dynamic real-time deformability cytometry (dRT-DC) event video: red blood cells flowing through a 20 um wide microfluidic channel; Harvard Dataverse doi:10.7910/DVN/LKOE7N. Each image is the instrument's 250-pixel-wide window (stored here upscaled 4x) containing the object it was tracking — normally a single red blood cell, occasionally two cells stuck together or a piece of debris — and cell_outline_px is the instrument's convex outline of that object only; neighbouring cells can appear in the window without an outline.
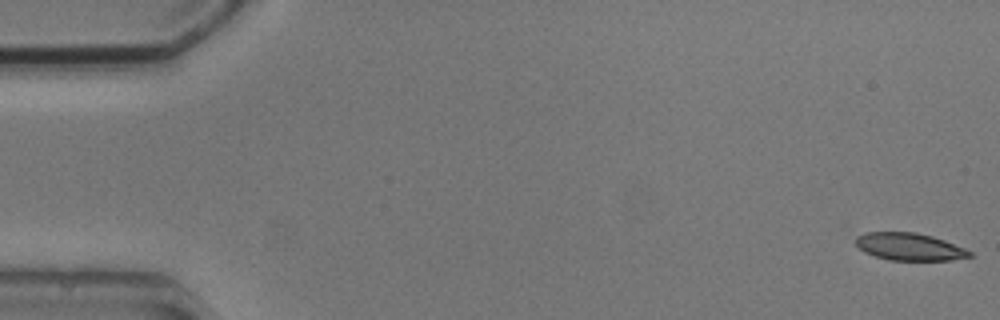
{"species": "common noctule bat (a hibernating species)", "species_latin": "Nyctalus noctula", "temperature_condition": "cold", "stored_images_in_passage": 5, "camera_frame_rate_fps": 3000, "um_per_image_px": 0.085, "animal": {"sex": "male", "body_mass_g": 20.5, "forearm_length_mm": 52.5}, "frame": {"image": 1, "passage_image": 1, "time_ms": 0.0, "image_size_px": [1000, 320], "cell_outline_px": [[972, 256], [952, 260], [888, 260], [864, 252], [856, 244], [856, 236], [864, 232], [916, 232], [932, 236], [944, 240], [964, 248], [972, 252]], "centroid_in_image_um": [77.29, 20.97], "position_along_channel_um": 7.7, "area_um2": 18.15}}
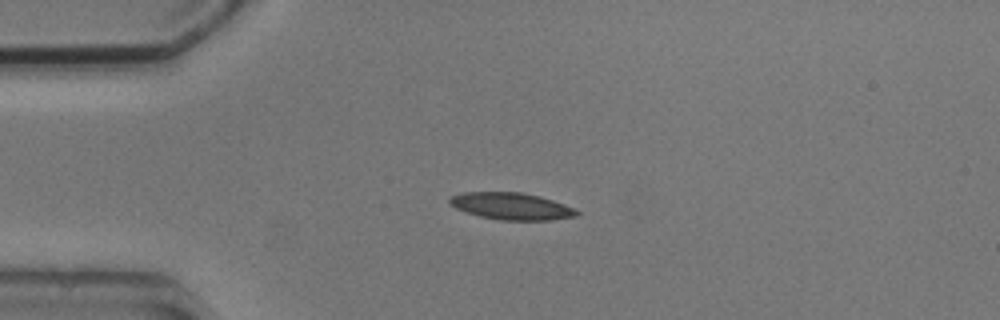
{"frame": {"image": 2, "passage_image": 4, "time_ms": 4.0, "image_size_px": [1000, 320], "cell_outline_px": [[580, 212], [576, 216], [548, 220], [500, 220], [480, 216], [456, 208], [448, 204], [448, 200], [452, 196], [464, 192], [524, 192], [540, 196], [564, 204]], "centroid_in_image_um": [43.45, 17.52], "position_along_channel_um": 41.5, "area_um2": 19.83}}